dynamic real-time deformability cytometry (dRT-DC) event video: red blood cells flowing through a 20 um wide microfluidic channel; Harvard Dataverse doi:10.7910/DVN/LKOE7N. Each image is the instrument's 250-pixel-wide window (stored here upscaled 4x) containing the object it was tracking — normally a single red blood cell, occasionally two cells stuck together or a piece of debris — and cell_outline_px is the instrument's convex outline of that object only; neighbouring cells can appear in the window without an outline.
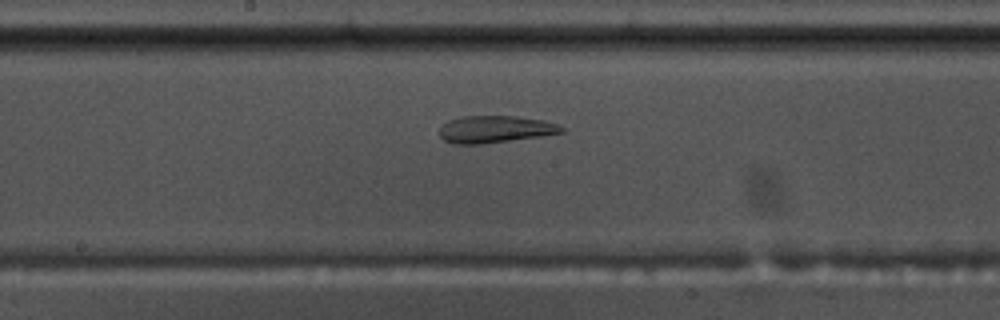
{"species": "common noctule bat (a hibernating species)", "species_latin": "Nyctalus noctula", "temperature_condition": "warm", "stored_images_in_passage": 15, "camera_frame_rate_fps": 3000, "um_per_image_px": 0.085, "animal": {"sex": "male", "body_mass_g": 17.5, "forearm_length_mm": 52.3}, "frame": {"image": 1, "passage_image": 13, "time_ms": 4.0, "image_size_px": [1000, 320], "cell_outline_px": [[564, 132], [540, 136], [480, 144], [452, 144], [444, 140], [440, 136], [440, 124], [448, 120], [464, 116], [516, 116], [544, 120], [556, 124], [564, 128]], "centroid_in_image_um": [42.04, 10.98], "position_along_channel_um": 206.2, "area_um2": 19.25}}